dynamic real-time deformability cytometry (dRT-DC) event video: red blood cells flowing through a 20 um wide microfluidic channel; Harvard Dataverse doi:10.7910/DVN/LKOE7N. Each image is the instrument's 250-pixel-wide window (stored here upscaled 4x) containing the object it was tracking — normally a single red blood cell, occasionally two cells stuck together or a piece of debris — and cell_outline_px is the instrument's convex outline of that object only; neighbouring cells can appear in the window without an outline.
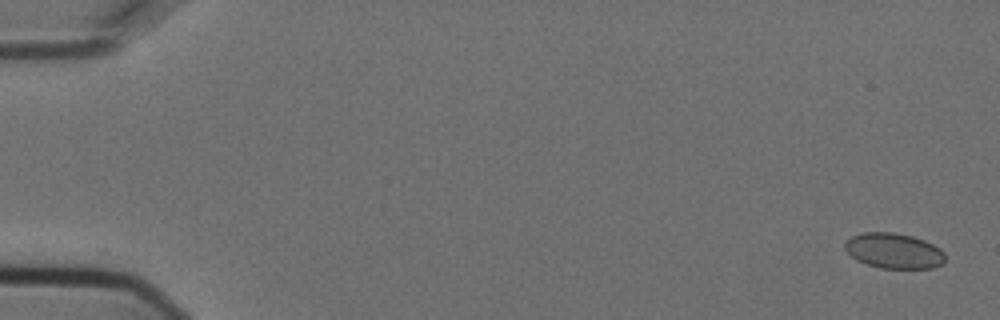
{"species": "Egyptian fruit bat (a non-hibernating species)", "species_latin": "Rousettus aegyptiacus", "temperature_condition": "cold", "stored_images_in_passage": 11, "camera_frame_rate_fps": 3000, "um_per_image_px": 0.085, "animal": {"sex": "female"}, "frame": {"image": 1, "passage_image": 1, "time_ms": 0.0, "image_size_px": [1000, 320], "cell_outline_px": [[944, 264], [932, 268], [880, 268], [856, 260], [844, 248], [844, 240], [860, 232], [892, 232], [912, 236], [924, 240], [940, 248], [944, 252]], "centroid_in_image_um": [75.96, 21.31], "position_along_channel_um": 9.0, "area_um2": 20.75}}
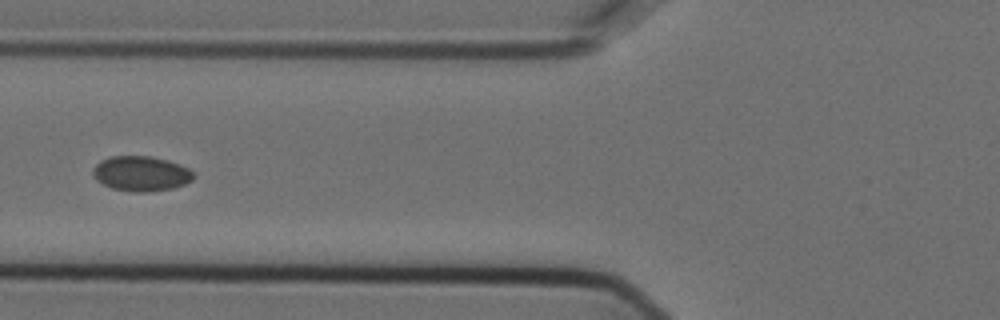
{"frame": {"image": 2, "passage_image": 6, "time_ms": 1.667, "image_size_px": [1000, 320], "cell_outline_px": [[196, 176], [192, 180], [184, 184], [172, 188], [144, 192], [136, 192], [112, 188], [96, 180], [92, 176], [92, 168], [100, 160], [112, 156], [152, 156], [168, 160], [180, 164], [196, 172]], "centroid_in_image_um": [12.0, 14.74], "position_along_channel_um": 113.8, "area_um2": 20.69}}
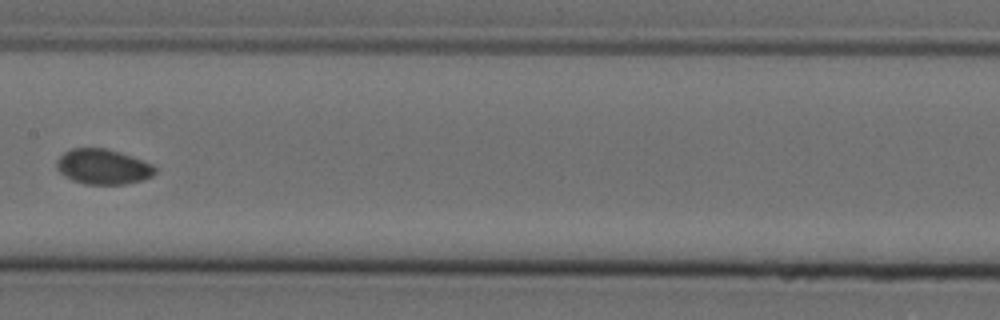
{"frame": {"image": 3, "passage_image": 8, "time_ms": 2.333, "image_size_px": [1000, 320], "cell_outline_px": [[156, 172], [152, 176], [144, 180], [124, 184], [84, 184], [72, 180], [64, 176], [56, 168], [56, 160], [64, 152], [72, 148], [108, 148], [120, 152], [152, 164], [156, 168]], "centroid_in_image_um": [8.74, 14.17], "position_along_channel_um": 198.7, "area_um2": 20.29}}